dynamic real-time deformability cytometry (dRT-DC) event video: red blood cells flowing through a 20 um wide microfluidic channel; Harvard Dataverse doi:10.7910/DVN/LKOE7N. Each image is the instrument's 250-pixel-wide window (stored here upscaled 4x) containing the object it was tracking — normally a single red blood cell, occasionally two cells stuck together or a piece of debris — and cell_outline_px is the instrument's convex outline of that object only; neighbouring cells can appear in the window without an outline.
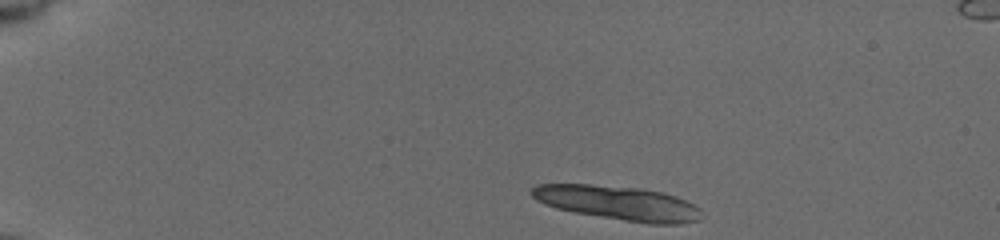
{"species": "common noctule bat (a hibernating species)", "species_latin": "Nyctalus noctula", "temperature_condition": "cold", "stored_images_in_passage": 10, "camera_frame_rate_fps": 3000, "um_per_image_px": 0.085, "animal": {"sex": "female", "body_mass_g": 19.5, "forearm_length_mm": 54.1}, "frame": {"image": 1, "passage_image": 1, "time_ms": 0.0, "image_size_px": [1000, 240], "cell_outline_px": [[700, 220], [680, 224], [652, 224], [624, 220], [572, 212], [556, 208], [544, 204], [536, 200], [528, 192], [536, 184], [592, 184], [640, 188], [664, 192], [676, 196], [700, 208]], "centroid_in_image_um": [52.51, 17.24], "position_along_channel_um": 32.5, "area_um2": 33.99}}